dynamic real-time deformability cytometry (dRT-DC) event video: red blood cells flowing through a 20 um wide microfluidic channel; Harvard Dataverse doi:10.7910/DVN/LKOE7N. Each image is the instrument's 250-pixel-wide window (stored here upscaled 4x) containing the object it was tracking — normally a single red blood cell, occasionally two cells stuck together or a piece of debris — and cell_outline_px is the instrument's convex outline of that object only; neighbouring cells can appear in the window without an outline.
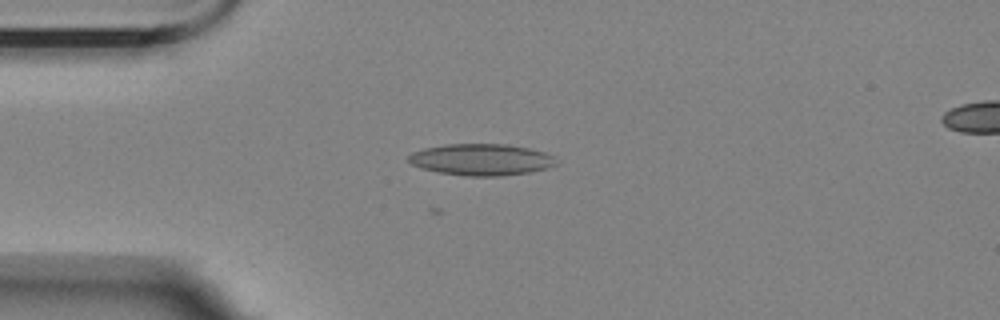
{"species": "Egyptian fruit bat (a non-hibernating species)", "species_latin": "Rousettus aegyptiacus", "temperature_condition": "room temperature", "stored_images_in_passage": 49, "camera_frame_rate_fps": 3000, "um_per_image_px": 0.085, "animal": {"sex": "female"}, "frame": {"image": 1, "passage_image": 6, "time_ms": 1.667, "image_size_px": [1000, 320], "cell_outline_px": [[556, 164], [532, 172], [500, 176], [468, 176], [440, 172], [420, 168], [412, 164], [408, 160], [408, 156], [412, 152], [424, 148], [444, 144], [508, 144], [528, 148], [544, 152], [552, 156]], "centroid_in_image_um": [40.87, 13.56], "position_along_channel_um": 44.1, "area_um2": 26.99}}
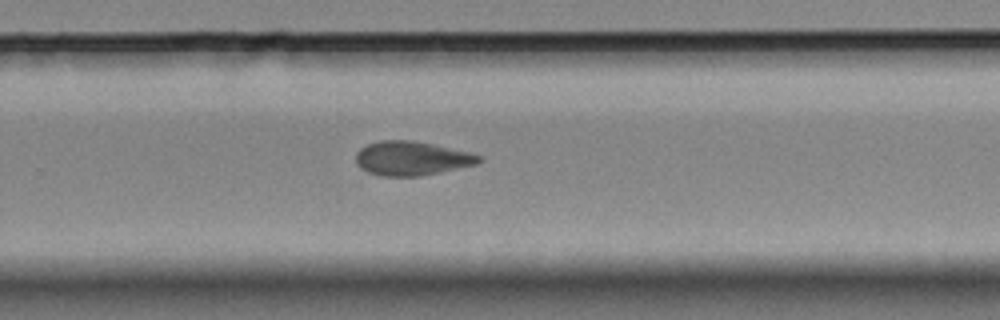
{"frame": {"image": 2, "passage_image": 29, "time_ms": 9.333, "image_size_px": [1000, 320], "cell_outline_px": [[484, 160], [476, 164], [420, 176], [380, 176], [368, 172], [360, 168], [356, 164], [356, 152], [360, 148], [368, 144], [380, 140], [412, 140], [432, 144], [468, 152], [480, 156]], "centroid_in_image_um": [34.95, 13.46], "position_along_channel_um": 294.9, "area_um2": 24.33}}
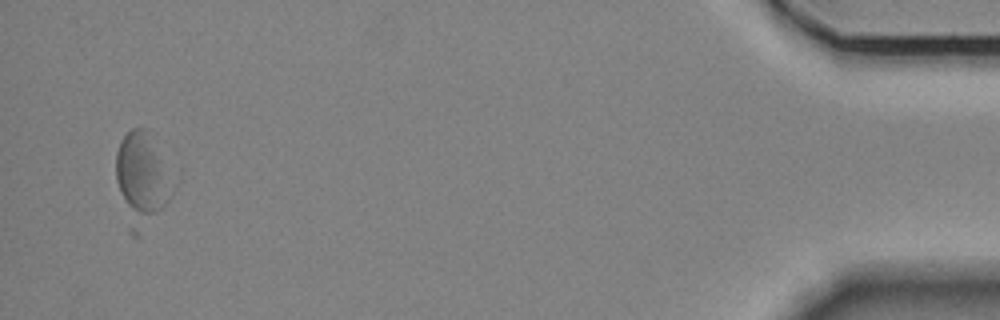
{"frame": {"image": 3, "passage_image": 47, "time_ms": 15.333, "image_size_px": [1000, 320], "cell_outline_px": [[180, 180], [176, 188], [168, 200], [156, 212], [140, 212], [132, 208], [128, 204], [120, 192], [116, 180], [116, 152], [120, 140], [132, 128], [148, 128], [180, 168]], "centroid_in_image_um": [12.34, 14.54], "position_along_channel_um": 422.9, "area_um2": 28.96}}